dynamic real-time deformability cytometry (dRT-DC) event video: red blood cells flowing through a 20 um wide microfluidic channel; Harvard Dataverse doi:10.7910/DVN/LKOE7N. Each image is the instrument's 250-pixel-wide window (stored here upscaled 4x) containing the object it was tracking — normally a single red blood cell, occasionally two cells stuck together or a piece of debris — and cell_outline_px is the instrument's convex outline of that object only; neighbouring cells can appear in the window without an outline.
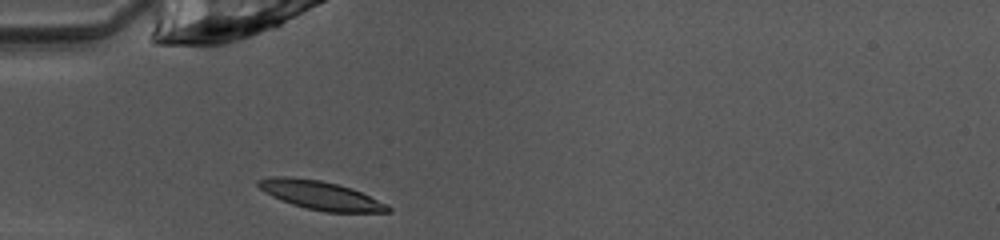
{"species": "common noctule bat (a hibernating species)", "species_latin": "Nyctalus noctula", "temperature_condition": "warm", "stored_images_in_passage": 35, "camera_frame_rate_fps": 3000, "um_per_image_px": 0.085, "animal": {"sex": "female", "body_mass_g": 10.0, "forearm_length_mm": 53.1}, "frame": {"image": 1, "passage_image": 1, "time_ms": 0.0, "image_size_px": [1000, 240], "cell_outline_px": [[392, 208], [388, 212], [324, 212], [292, 204], [280, 200], [264, 192], [256, 184], [256, 180], [272, 176], [288, 176], [320, 180], [352, 188], [388, 204]], "centroid_in_image_um": [27.23, 16.59], "position_along_channel_um": 57.8, "area_um2": 21.68}}
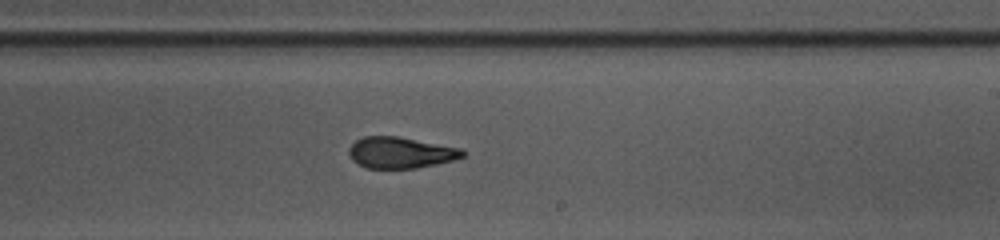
{"frame": {"image": 2, "passage_image": 16, "time_ms": 5.0, "image_size_px": [1000, 240], "cell_outline_px": [[464, 156], [452, 160], [436, 164], [416, 168], [368, 168], [352, 160], [348, 152], [348, 148], [356, 140], [364, 136], [396, 136], [460, 148], [464, 152]], "centroid_in_image_um": [34.01, 12.97], "position_along_channel_um": 255.0, "area_um2": 20.4}}
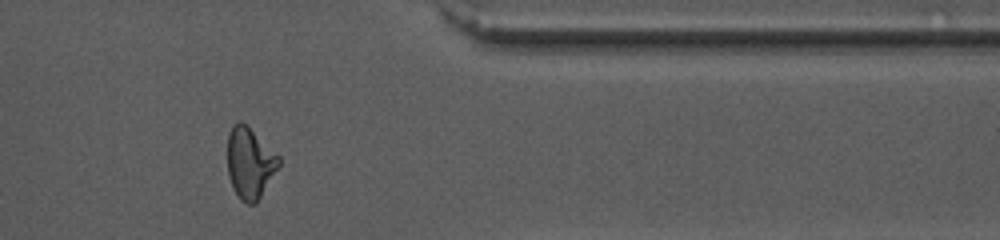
{"frame": {"image": 3, "passage_image": 27, "time_ms": 8.667, "image_size_px": [1000, 240], "cell_outline_px": [[280, 164], [256, 204], [248, 204], [240, 200], [228, 176], [228, 132], [232, 124], [240, 120], [280, 156]], "centroid_in_image_um": [21.23, 13.85], "position_along_channel_um": 390.2, "area_um2": 21.04}, "authors_computed_cell_mechanics": {"area_um2": 21.4438, "velocity_mm_per_s": 4.0352, "shape_relaxation_time_tau1_ms": 4.5599, "shape_relaxation_time_tau2_ms": 1.9568, "deformation_change_tau1": 0.1677, "deformation_change_tau2": 0.0978}}